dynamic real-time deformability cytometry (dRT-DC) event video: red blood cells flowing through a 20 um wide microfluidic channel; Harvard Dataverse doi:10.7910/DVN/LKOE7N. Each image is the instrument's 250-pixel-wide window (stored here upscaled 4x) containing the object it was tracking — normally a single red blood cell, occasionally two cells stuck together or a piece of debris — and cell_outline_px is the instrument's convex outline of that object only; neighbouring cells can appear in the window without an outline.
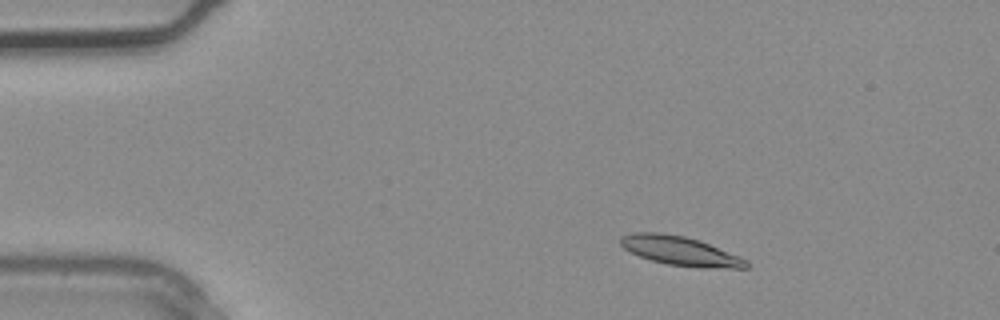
{"species": "common noctule bat (a hibernating species)", "species_latin": "Nyctalus noctula", "temperature_condition": "warm", "stored_images_in_passage": 3, "segment_of_instrument_passage": [1, 2], "camera_frame_rate_fps": 3000, "um_per_image_px": 0.085, "animal": {"sex": "male", "body_mass_g": 20.4}, "frame": {"image": 1, "passage_image": 1, "time_ms": 0.0, "image_size_px": [1000, 320], "cell_outline_px": [[748, 268], [700, 268], [668, 264], [652, 260], [640, 256], [624, 248], [620, 244], [620, 236], [632, 232], [660, 232], [684, 236], [700, 240], [740, 256], [748, 260]], "centroid_in_image_um": [57.84, 21.32], "position_along_channel_um": 27.2, "area_um2": 21.44}}